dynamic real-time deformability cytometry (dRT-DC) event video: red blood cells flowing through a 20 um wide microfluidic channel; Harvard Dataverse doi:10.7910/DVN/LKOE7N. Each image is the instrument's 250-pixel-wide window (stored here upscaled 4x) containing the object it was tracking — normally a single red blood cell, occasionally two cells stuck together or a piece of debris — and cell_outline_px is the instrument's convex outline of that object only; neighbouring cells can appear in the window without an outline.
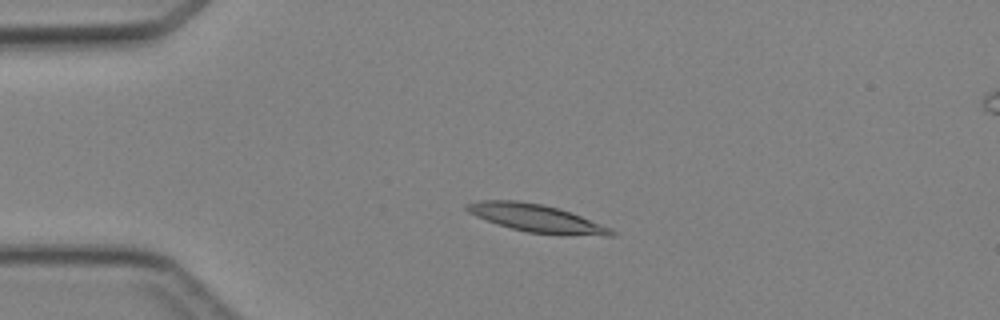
{"species": "Egyptian fruit bat (a non-hibernating species)", "species_latin": "Rousettus aegyptiacus", "temperature_condition": "cold", "stored_images_in_passage": 5, "camera_frame_rate_fps": 3000, "um_per_image_px": 0.085, "animal": {"sex": "female"}, "frame": {"image": 1, "passage_image": 3, "time_ms": 2.333, "image_size_px": [1000, 320], "cell_outline_px": [[616, 236], [560, 236], [528, 232], [512, 228], [476, 216], [468, 212], [464, 208], [468, 204], [480, 200], [516, 200], [544, 204], [580, 216], [612, 228], [616, 232]], "centroid_in_image_um": [45.68, 18.57], "position_along_channel_um": 39.3, "area_um2": 23.41}}
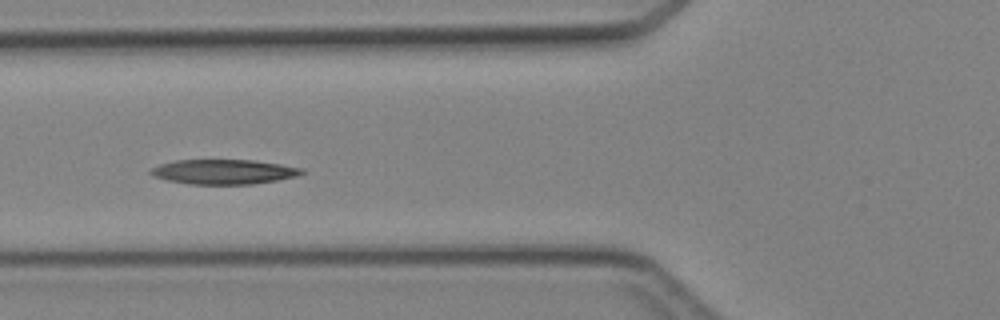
{"frame": {"image": 2, "passage_image": 5, "time_ms": 4.667, "image_size_px": [1000, 320], "cell_outline_px": [[304, 172], [296, 176], [276, 180], [252, 184], [188, 184], [168, 180], [152, 176], [148, 172], [152, 168], [160, 164], [176, 160], [256, 160], [304, 168]], "centroid_in_image_um": [19.0, 14.6], "position_along_channel_um": 106.8, "area_um2": 21.73}}